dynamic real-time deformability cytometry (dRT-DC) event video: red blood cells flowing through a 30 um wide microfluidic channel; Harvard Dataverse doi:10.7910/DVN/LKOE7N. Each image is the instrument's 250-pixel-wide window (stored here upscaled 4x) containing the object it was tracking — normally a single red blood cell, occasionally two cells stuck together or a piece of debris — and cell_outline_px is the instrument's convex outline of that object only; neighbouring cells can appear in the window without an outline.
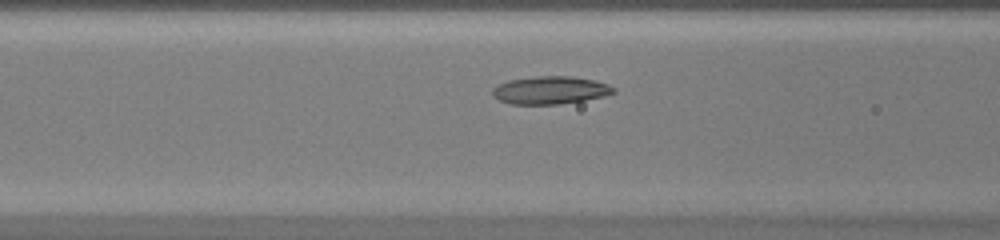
{"species": "common noctule bat (a hibernating species)", "species_latin": "Nyctalus noctula", "temperature_condition": "warm", "stored_images_in_passage": 39, "camera_frame_rate_fps": 3000, "um_per_image_px": 0.085, "animal": {"sex": "female", "body_mass_g": 20.0, "forearm_length_mm": 54.0}, "frame": {"image": 1, "passage_image": 10, "time_ms": 3.0, "image_size_px": [1000, 240], "cell_outline_px": [[616, 92], [604, 96], [584, 100], [556, 104], [508, 104], [492, 96], [492, 88], [508, 80], [536, 76], [572, 76], [592, 80], [608, 84], [616, 88]], "centroid_in_image_um": [46.76, 7.66], "position_along_channel_um": 119.8, "area_um2": 19.59}}
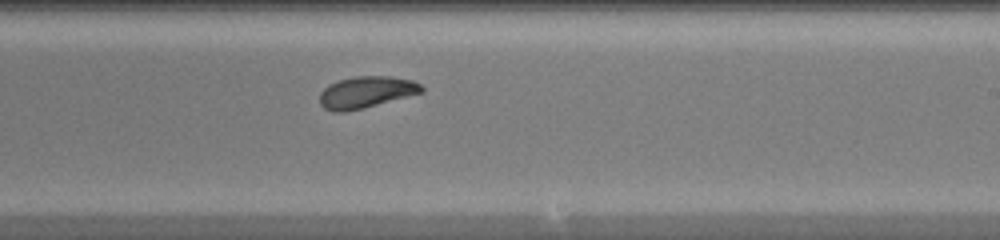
{"frame": {"image": 2, "passage_image": 20, "time_ms": 6.333, "image_size_px": [1000, 240], "cell_outline_px": [[424, 92], [364, 108], [344, 112], [332, 112], [324, 108], [320, 104], [320, 92], [328, 84], [340, 80], [356, 76], [388, 76], [412, 80], [420, 84], [424, 88]], "centroid_in_image_um": [31.11, 7.84], "position_along_channel_um": 257.9, "area_um2": 18.84}}
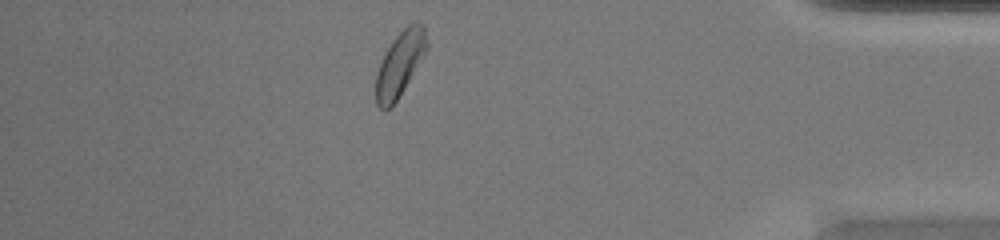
{"frame": {"image": 3, "passage_image": 33, "time_ms": 10.667, "image_size_px": [1000, 240], "cell_outline_px": [[428, 48], [392, 108], [384, 112], [376, 104], [376, 72], [392, 40], [412, 20], [416, 20], [424, 24], [428, 44]], "centroid_in_image_um": [34.0, 5.42], "position_along_channel_um": 401.2, "area_um2": 19.25}, "authors_computed_cell_mechanics": {"area_um2": 19.363, "velocity_mm_per_s": 4.1473, "shape_relaxation_time_tau1_ms": 5.9892, "shape_relaxation_time_tau2_ms": 5.2717, "deformation_change_tau1": 0.1699, "deformation_change_tau2": 0.1236}}